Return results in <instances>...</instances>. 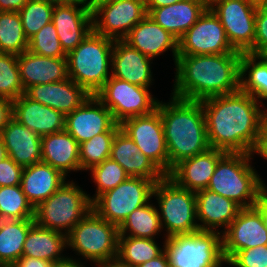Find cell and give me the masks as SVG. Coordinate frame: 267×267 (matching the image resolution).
<instances>
[{"label": "cell", "mask_w": 267, "mask_h": 267, "mask_svg": "<svg viewBox=\"0 0 267 267\" xmlns=\"http://www.w3.org/2000/svg\"><path fill=\"white\" fill-rule=\"evenodd\" d=\"M210 148L251 154L262 120L259 101L241 90L201 101Z\"/></svg>", "instance_id": "1"}, {"label": "cell", "mask_w": 267, "mask_h": 267, "mask_svg": "<svg viewBox=\"0 0 267 267\" xmlns=\"http://www.w3.org/2000/svg\"><path fill=\"white\" fill-rule=\"evenodd\" d=\"M241 54L178 56L172 96L204 99L240 90Z\"/></svg>", "instance_id": "2"}, {"label": "cell", "mask_w": 267, "mask_h": 267, "mask_svg": "<svg viewBox=\"0 0 267 267\" xmlns=\"http://www.w3.org/2000/svg\"><path fill=\"white\" fill-rule=\"evenodd\" d=\"M169 156V174L181 160L210 148L201 101L173 97L158 102Z\"/></svg>", "instance_id": "3"}, {"label": "cell", "mask_w": 267, "mask_h": 267, "mask_svg": "<svg viewBox=\"0 0 267 267\" xmlns=\"http://www.w3.org/2000/svg\"><path fill=\"white\" fill-rule=\"evenodd\" d=\"M251 156L226 152L219 159L206 189L234 201L241 208L254 207L267 187L251 167Z\"/></svg>", "instance_id": "4"}, {"label": "cell", "mask_w": 267, "mask_h": 267, "mask_svg": "<svg viewBox=\"0 0 267 267\" xmlns=\"http://www.w3.org/2000/svg\"><path fill=\"white\" fill-rule=\"evenodd\" d=\"M114 41L92 30L66 55L69 78L90 95H95L111 77Z\"/></svg>", "instance_id": "5"}, {"label": "cell", "mask_w": 267, "mask_h": 267, "mask_svg": "<svg viewBox=\"0 0 267 267\" xmlns=\"http://www.w3.org/2000/svg\"><path fill=\"white\" fill-rule=\"evenodd\" d=\"M152 196L158 200L160 222L162 229L166 228V238L200 230L196 222L195 192L180 187L173 179L165 175L155 183Z\"/></svg>", "instance_id": "6"}, {"label": "cell", "mask_w": 267, "mask_h": 267, "mask_svg": "<svg viewBox=\"0 0 267 267\" xmlns=\"http://www.w3.org/2000/svg\"><path fill=\"white\" fill-rule=\"evenodd\" d=\"M118 237V226L91 209L67 235V248L98 265L117 259Z\"/></svg>", "instance_id": "7"}, {"label": "cell", "mask_w": 267, "mask_h": 267, "mask_svg": "<svg viewBox=\"0 0 267 267\" xmlns=\"http://www.w3.org/2000/svg\"><path fill=\"white\" fill-rule=\"evenodd\" d=\"M89 197L73 180L64 182L48 199L35 208V223L42 228L65 232L67 236L92 209Z\"/></svg>", "instance_id": "8"}, {"label": "cell", "mask_w": 267, "mask_h": 267, "mask_svg": "<svg viewBox=\"0 0 267 267\" xmlns=\"http://www.w3.org/2000/svg\"><path fill=\"white\" fill-rule=\"evenodd\" d=\"M163 247L169 267H221L226 263L218 229L167 237Z\"/></svg>", "instance_id": "9"}, {"label": "cell", "mask_w": 267, "mask_h": 267, "mask_svg": "<svg viewBox=\"0 0 267 267\" xmlns=\"http://www.w3.org/2000/svg\"><path fill=\"white\" fill-rule=\"evenodd\" d=\"M155 183L147 178L129 176L115 188L101 194L92 203V209L119 227L131 212L150 201Z\"/></svg>", "instance_id": "10"}, {"label": "cell", "mask_w": 267, "mask_h": 267, "mask_svg": "<svg viewBox=\"0 0 267 267\" xmlns=\"http://www.w3.org/2000/svg\"><path fill=\"white\" fill-rule=\"evenodd\" d=\"M148 89L111 76L95 96L121 124L127 118L147 115L157 109L159 100Z\"/></svg>", "instance_id": "11"}, {"label": "cell", "mask_w": 267, "mask_h": 267, "mask_svg": "<svg viewBox=\"0 0 267 267\" xmlns=\"http://www.w3.org/2000/svg\"><path fill=\"white\" fill-rule=\"evenodd\" d=\"M242 54L228 41L218 16L208 7L178 40V56Z\"/></svg>", "instance_id": "12"}, {"label": "cell", "mask_w": 267, "mask_h": 267, "mask_svg": "<svg viewBox=\"0 0 267 267\" xmlns=\"http://www.w3.org/2000/svg\"><path fill=\"white\" fill-rule=\"evenodd\" d=\"M209 7L218 16L231 46L254 54L257 7L247 0H213Z\"/></svg>", "instance_id": "13"}, {"label": "cell", "mask_w": 267, "mask_h": 267, "mask_svg": "<svg viewBox=\"0 0 267 267\" xmlns=\"http://www.w3.org/2000/svg\"><path fill=\"white\" fill-rule=\"evenodd\" d=\"M121 129L165 175H169V156L162 118L158 109L152 113L125 119Z\"/></svg>", "instance_id": "14"}, {"label": "cell", "mask_w": 267, "mask_h": 267, "mask_svg": "<svg viewBox=\"0 0 267 267\" xmlns=\"http://www.w3.org/2000/svg\"><path fill=\"white\" fill-rule=\"evenodd\" d=\"M147 15L144 0H115L92 12L93 30L113 40H123Z\"/></svg>", "instance_id": "15"}, {"label": "cell", "mask_w": 267, "mask_h": 267, "mask_svg": "<svg viewBox=\"0 0 267 267\" xmlns=\"http://www.w3.org/2000/svg\"><path fill=\"white\" fill-rule=\"evenodd\" d=\"M221 233L222 251L226 263L238 251L267 245V228L262 212L256 206L242 208L227 229L221 230Z\"/></svg>", "instance_id": "16"}, {"label": "cell", "mask_w": 267, "mask_h": 267, "mask_svg": "<svg viewBox=\"0 0 267 267\" xmlns=\"http://www.w3.org/2000/svg\"><path fill=\"white\" fill-rule=\"evenodd\" d=\"M120 128L111 111L95 95L66 115L65 130L78 144L104 132H117Z\"/></svg>", "instance_id": "17"}, {"label": "cell", "mask_w": 267, "mask_h": 267, "mask_svg": "<svg viewBox=\"0 0 267 267\" xmlns=\"http://www.w3.org/2000/svg\"><path fill=\"white\" fill-rule=\"evenodd\" d=\"M52 22L66 53L75 49L93 30L92 12L85 3L54 6Z\"/></svg>", "instance_id": "18"}, {"label": "cell", "mask_w": 267, "mask_h": 267, "mask_svg": "<svg viewBox=\"0 0 267 267\" xmlns=\"http://www.w3.org/2000/svg\"><path fill=\"white\" fill-rule=\"evenodd\" d=\"M28 98L64 113L80 107L91 95L70 78L63 81L30 86L24 93Z\"/></svg>", "instance_id": "19"}, {"label": "cell", "mask_w": 267, "mask_h": 267, "mask_svg": "<svg viewBox=\"0 0 267 267\" xmlns=\"http://www.w3.org/2000/svg\"><path fill=\"white\" fill-rule=\"evenodd\" d=\"M225 153L220 149L209 148L203 153L181 160L168 176L189 191L206 189L219 159Z\"/></svg>", "instance_id": "20"}, {"label": "cell", "mask_w": 267, "mask_h": 267, "mask_svg": "<svg viewBox=\"0 0 267 267\" xmlns=\"http://www.w3.org/2000/svg\"><path fill=\"white\" fill-rule=\"evenodd\" d=\"M13 119L39 136L65 130L66 115L22 94L13 100Z\"/></svg>", "instance_id": "21"}, {"label": "cell", "mask_w": 267, "mask_h": 267, "mask_svg": "<svg viewBox=\"0 0 267 267\" xmlns=\"http://www.w3.org/2000/svg\"><path fill=\"white\" fill-rule=\"evenodd\" d=\"M153 59L140 53L124 40L113 43L111 76L137 86L150 87Z\"/></svg>", "instance_id": "22"}, {"label": "cell", "mask_w": 267, "mask_h": 267, "mask_svg": "<svg viewBox=\"0 0 267 267\" xmlns=\"http://www.w3.org/2000/svg\"><path fill=\"white\" fill-rule=\"evenodd\" d=\"M123 40L152 59L172 49L173 60L176 63L178 39L163 29L149 15L137 23Z\"/></svg>", "instance_id": "23"}, {"label": "cell", "mask_w": 267, "mask_h": 267, "mask_svg": "<svg viewBox=\"0 0 267 267\" xmlns=\"http://www.w3.org/2000/svg\"><path fill=\"white\" fill-rule=\"evenodd\" d=\"M110 158L132 177H143L158 182L165 176L121 128L113 139Z\"/></svg>", "instance_id": "24"}, {"label": "cell", "mask_w": 267, "mask_h": 267, "mask_svg": "<svg viewBox=\"0 0 267 267\" xmlns=\"http://www.w3.org/2000/svg\"><path fill=\"white\" fill-rule=\"evenodd\" d=\"M18 66L24 91L30 86L69 78L66 58L46 57L26 50L18 55Z\"/></svg>", "instance_id": "25"}, {"label": "cell", "mask_w": 267, "mask_h": 267, "mask_svg": "<svg viewBox=\"0 0 267 267\" xmlns=\"http://www.w3.org/2000/svg\"><path fill=\"white\" fill-rule=\"evenodd\" d=\"M197 201V220L200 230L216 232V228L224 227V231L237 217L242 209L234 201L209 189L195 192Z\"/></svg>", "instance_id": "26"}, {"label": "cell", "mask_w": 267, "mask_h": 267, "mask_svg": "<svg viewBox=\"0 0 267 267\" xmlns=\"http://www.w3.org/2000/svg\"><path fill=\"white\" fill-rule=\"evenodd\" d=\"M208 7L202 0H182L169 6L146 9L157 24L179 40Z\"/></svg>", "instance_id": "27"}, {"label": "cell", "mask_w": 267, "mask_h": 267, "mask_svg": "<svg viewBox=\"0 0 267 267\" xmlns=\"http://www.w3.org/2000/svg\"><path fill=\"white\" fill-rule=\"evenodd\" d=\"M1 136L7 155L26 167L41 162V136L11 119L2 129Z\"/></svg>", "instance_id": "28"}, {"label": "cell", "mask_w": 267, "mask_h": 267, "mask_svg": "<svg viewBox=\"0 0 267 267\" xmlns=\"http://www.w3.org/2000/svg\"><path fill=\"white\" fill-rule=\"evenodd\" d=\"M41 162L49 164L65 176L71 170H81L78 142L66 130L42 136Z\"/></svg>", "instance_id": "29"}, {"label": "cell", "mask_w": 267, "mask_h": 267, "mask_svg": "<svg viewBox=\"0 0 267 267\" xmlns=\"http://www.w3.org/2000/svg\"><path fill=\"white\" fill-rule=\"evenodd\" d=\"M66 176L49 164L39 162L26 166L22 172L21 187L28 201L36 208L58 190Z\"/></svg>", "instance_id": "30"}, {"label": "cell", "mask_w": 267, "mask_h": 267, "mask_svg": "<svg viewBox=\"0 0 267 267\" xmlns=\"http://www.w3.org/2000/svg\"><path fill=\"white\" fill-rule=\"evenodd\" d=\"M66 247L65 233L42 228L35 223L26 236L22 256L57 263L67 258L61 254Z\"/></svg>", "instance_id": "31"}, {"label": "cell", "mask_w": 267, "mask_h": 267, "mask_svg": "<svg viewBox=\"0 0 267 267\" xmlns=\"http://www.w3.org/2000/svg\"><path fill=\"white\" fill-rule=\"evenodd\" d=\"M34 219H0V267H12L21 257Z\"/></svg>", "instance_id": "32"}, {"label": "cell", "mask_w": 267, "mask_h": 267, "mask_svg": "<svg viewBox=\"0 0 267 267\" xmlns=\"http://www.w3.org/2000/svg\"><path fill=\"white\" fill-rule=\"evenodd\" d=\"M240 90L259 103L262 102L260 99L267 100V55L241 54Z\"/></svg>", "instance_id": "33"}, {"label": "cell", "mask_w": 267, "mask_h": 267, "mask_svg": "<svg viewBox=\"0 0 267 267\" xmlns=\"http://www.w3.org/2000/svg\"><path fill=\"white\" fill-rule=\"evenodd\" d=\"M118 229L119 236L154 239L162 229L158 209L148 202L131 212Z\"/></svg>", "instance_id": "34"}, {"label": "cell", "mask_w": 267, "mask_h": 267, "mask_svg": "<svg viewBox=\"0 0 267 267\" xmlns=\"http://www.w3.org/2000/svg\"><path fill=\"white\" fill-rule=\"evenodd\" d=\"M164 252L155 239L136 238L131 236L118 237L117 260L126 266L138 267Z\"/></svg>", "instance_id": "35"}, {"label": "cell", "mask_w": 267, "mask_h": 267, "mask_svg": "<svg viewBox=\"0 0 267 267\" xmlns=\"http://www.w3.org/2000/svg\"><path fill=\"white\" fill-rule=\"evenodd\" d=\"M28 50V39L19 12L0 11V53L20 55Z\"/></svg>", "instance_id": "36"}, {"label": "cell", "mask_w": 267, "mask_h": 267, "mask_svg": "<svg viewBox=\"0 0 267 267\" xmlns=\"http://www.w3.org/2000/svg\"><path fill=\"white\" fill-rule=\"evenodd\" d=\"M35 208L28 201L21 185L0 187V219H34Z\"/></svg>", "instance_id": "37"}, {"label": "cell", "mask_w": 267, "mask_h": 267, "mask_svg": "<svg viewBox=\"0 0 267 267\" xmlns=\"http://www.w3.org/2000/svg\"><path fill=\"white\" fill-rule=\"evenodd\" d=\"M117 132H104L79 144V159L82 170H90L110 158L111 146Z\"/></svg>", "instance_id": "38"}, {"label": "cell", "mask_w": 267, "mask_h": 267, "mask_svg": "<svg viewBox=\"0 0 267 267\" xmlns=\"http://www.w3.org/2000/svg\"><path fill=\"white\" fill-rule=\"evenodd\" d=\"M18 66V55L0 53V97L15 100L24 94Z\"/></svg>", "instance_id": "39"}, {"label": "cell", "mask_w": 267, "mask_h": 267, "mask_svg": "<svg viewBox=\"0 0 267 267\" xmlns=\"http://www.w3.org/2000/svg\"><path fill=\"white\" fill-rule=\"evenodd\" d=\"M53 9L54 6L45 0H28L23 6L19 15L28 40L52 21Z\"/></svg>", "instance_id": "40"}, {"label": "cell", "mask_w": 267, "mask_h": 267, "mask_svg": "<svg viewBox=\"0 0 267 267\" xmlns=\"http://www.w3.org/2000/svg\"><path fill=\"white\" fill-rule=\"evenodd\" d=\"M90 171L97 184L95 196L89 197L92 203L101 194L115 188L129 177L124 168L111 158H107L101 164L94 166Z\"/></svg>", "instance_id": "41"}, {"label": "cell", "mask_w": 267, "mask_h": 267, "mask_svg": "<svg viewBox=\"0 0 267 267\" xmlns=\"http://www.w3.org/2000/svg\"><path fill=\"white\" fill-rule=\"evenodd\" d=\"M28 51L53 58H66L67 55L58 39L57 30L52 21L28 40Z\"/></svg>", "instance_id": "42"}, {"label": "cell", "mask_w": 267, "mask_h": 267, "mask_svg": "<svg viewBox=\"0 0 267 267\" xmlns=\"http://www.w3.org/2000/svg\"><path fill=\"white\" fill-rule=\"evenodd\" d=\"M227 264L234 267H267V245L238 251Z\"/></svg>", "instance_id": "43"}, {"label": "cell", "mask_w": 267, "mask_h": 267, "mask_svg": "<svg viewBox=\"0 0 267 267\" xmlns=\"http://www.w3.org/2000/svg\"><path fill=\"white\" fill-rule=\"evenodd\" d=\"M254 54L267 55V7H257L255 16Z\"/></svg>", "instance_id": "44"}, {"label": "cell", "mask_w": 267, "mask_h": 267, "mask_svg": "<svg viewBox=\"0 0 267 267\" xmlns=\"http://www.w3.org/2000/svg\"><path fill=\"white\" fill-rule=\"evenodd\" d=\"M24 167L17 164L10 157L0 162V187L21 185Z\"/></svg>", "instance_id": "45"}, {"label": "cell", "mask_w": 267, "mask_h": 267, "mask_svg": "<svg viewBox=\"0 0 267 267\" xmlns=\"http://www.w3.org/2000/svg\"><path fill=\"white\" fill-rule=\"evenodd\" d=\"M254 153L261 155L267 160V123L261 122L258 132V137L255 146L252 149L251 155Z\"/></svg>", "instance_id": "46"}, {"label": "cell", "mask_w": 267, "mask_h": 267, "mask_svg": "<svg viewBox=\"0 0 267 267\" xmlns=\"http://www.w3.org/2000/svg\"><path fill=\"white\" fill-rule=\"evenodd\" d=\"M13 118V101L0 97V134L2 129Z\"/></svg>", "instance_id": "47"}, {"label": "cell", "mask_w": 267, "mask_h": 267, "mask_svg": "<svg viewBox=\"0 0 267 267\" xmlns=\"http://www.w3.org/2000/svg\"><path fill=\"white\" fill-rule=\"evenodd\" d=\"M53 263L22 256L12 267H52Z\"/></svg>", "instance_id": "48"}, {"label": "cell", "mask_w": 267, "mask_h": 267, "mask_svg": "<svg viewBox=\"0 0 267 267\" xmlns=\"http://www.w3.org/2000/svg\"><path fill=\"white\" fill-rule=\"evenodd\" d=\"M28 0H0V11L19 12Z\"/></svg>", "instance_id": "49"}, {"label": "cell", "mask_w": 267, "mask_h": 267, "mask_svg": "<svg viewBox=\"0 0 267 267\" xmlns=\"http://www.w3.org/2000/svg\"><path fill=\"white\" fill-rule=\"evenodd\" d=\"M138 267H169L168 258L165 252H163L158 257L146 261L143 264H140Z\"/></svg>", "instance_id": "50"}, {"label": "cell", "mask_w": 267, "mask_h": 267, "mask_svg": "<svg viewBox=\"0 0 267 267\" xmlns=\"http://www.w3.org/2000/svg\"><path fill=\"white\" fill-rule=\"evenodd\" d=\"M146 8H158L169 6L182 0H144Z\"/></svg>", "instance_id": "51"}, {"label": "cell", "mask_w": 267, "mask_h": 267, "mask_svg": "<svg viewBox=\"0 0 267 267\" xmlns=\"http://www.w3.org/2000/svg\"><path fill=\"white\" fill-rule=\"evenodd\" d=\"M255 206L262 212V218L267 228V191L261 196Z\"/></svg>", "instance_id": "52"}, {"label": "cell", "mask_w": 267, "mask_h": 267, "mask_svg": "<svg viewBox=\"0 0 267 267\" xmlns=\"http://www.w3.org/2000/svg\"><path fill=\"white\" fill-rule=\"evenodd\" d=\"M52 267H86L82 262L73 260L71 257L57 263H53Z\"/></svg>", "instance_id": "53"}, {"label": "cell", "mask_w": 267, "mask_h": 267, "mask_svg": "<svg viewBox=\"0 0 267 267\" xmlns=\"http://www.w3.org/2000/svg\"><path fill=\"white\" fill-rule=\"evenodd\" d=\"M45 1L53 6L85 3V0H45Z\"/></svg>", "instance_id": "54"}, {"label": "cell", "mask_w": 267, "mask_h": 267, "mask_svg": "<svg viewBox=\"0 0 267 267\" xmlns=\"http://www.w3.org/2000/svg\"><path fill=\"white\" fill-rule=\"evenodd\" d=\"M115 0H85V4L89 8L91 12H93L97 7H99L102 4L112 2Z\"/></svg>", "instance_id": "55"}, {"label": "cell", "mask_w": 267, "mask_h": 267, "mask_svg": "<svg viewBox=\"0 0 267 267\" xmlns=\"http://www.w3.org/2000/svg\"><path fill=\"white\" fill-rule=\"evenodd\" d=\"M97 266L98 267H130V266H126V265L121 264L117 259L109 261V262L98 264Z\"/></svg>", "instance_id": "56"}, {"label": "cell", "mask_w": 267, "mask_h": 267, "mask_svg": "<svg viewBox=\"0 0 267 267\" xmlns=\"http://www.w3.org/2000/svg\"><path fill=\"white\" fill-rule=\"evenodd\" d=\"M6 157H8L6 147L4 146L3 138L0 134V162Z\"/></svg>", "instance_id": "57"}, {"label": "cell", "mask_w": 267, "mask_h": 267, "mask_svg": "<svg viewBox=\"0 0 267 267\" xmlns=\"http://www.w3.org/2000/svg\"><path fill=\"white\" fill-rule=\"evenodd\" d=\"M247 1L256 7L264 6L267 3V0H247Z\"/></svg>", "instance_id": "58"}, {"label": "cell", "mask_w": 267, "mask_h": 267, "mask_svg": "<svg viewBox=\"0 0 267 267\" xmlns=\"http://www.w3.org/2000/svg\"><path fill=\"white\" fill-rule=\"evenodd\" d=\"M261 114H262L261 122H266L267 123V110L266 111L262 110Z\"/></svg>", "instance_id": "59"}, {"label": "cell", "mask_w": 267, "mask_h": 267, "mask_svg": "<svg viewBox=\"0 0 267 267\" xmlns=\"http://www.w3.org/2000/svg\"><path fill=\"white\" fill-rule=\"evenodd\" d=\"M204 3H206L208 6L213 2V0H202Z\"/></svg>", "instance_id": "60"}]
</instances>
